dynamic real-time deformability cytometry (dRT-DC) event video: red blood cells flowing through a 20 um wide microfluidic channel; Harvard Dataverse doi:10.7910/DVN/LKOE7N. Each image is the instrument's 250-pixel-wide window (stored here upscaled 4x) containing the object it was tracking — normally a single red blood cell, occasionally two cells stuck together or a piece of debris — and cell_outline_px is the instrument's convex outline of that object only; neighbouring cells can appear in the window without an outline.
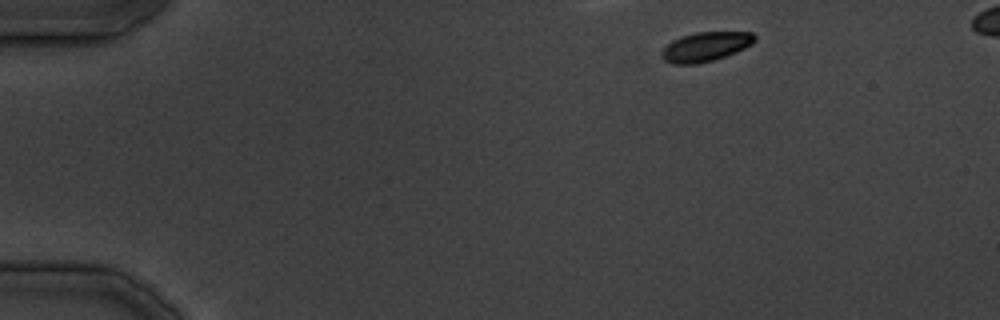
{"species": "common noctule bat (a hibernating species)", "species_latin": "Nyctalus noctula", "temperature_condition": "cold", "stored_images_in_passage": 10, "camera_frame_rate_fps": 3000, "um_per_image_px": 0.085, "animal": {"sex": "male", "body_mass_g": 19.5, "forearm_length_mm": 54.6}, "frame": {"image": 1, "passage_image": 1, "time_ms": 0.0, "image_size_px": [1000, 320], "cell_outline_px": [[756, 40], [752, 44], [736, 52], [712, 60], [696, 64], [672, 64], [664, 60], [660, 56], [660, 52], [672, 40], [680, 36], [696, 32], [752, 32], [756, 36]], "centroid_in_image_um": [59.95, 3.96], "position_along_channel_um": 25.0, "area_um2": 15.95}}